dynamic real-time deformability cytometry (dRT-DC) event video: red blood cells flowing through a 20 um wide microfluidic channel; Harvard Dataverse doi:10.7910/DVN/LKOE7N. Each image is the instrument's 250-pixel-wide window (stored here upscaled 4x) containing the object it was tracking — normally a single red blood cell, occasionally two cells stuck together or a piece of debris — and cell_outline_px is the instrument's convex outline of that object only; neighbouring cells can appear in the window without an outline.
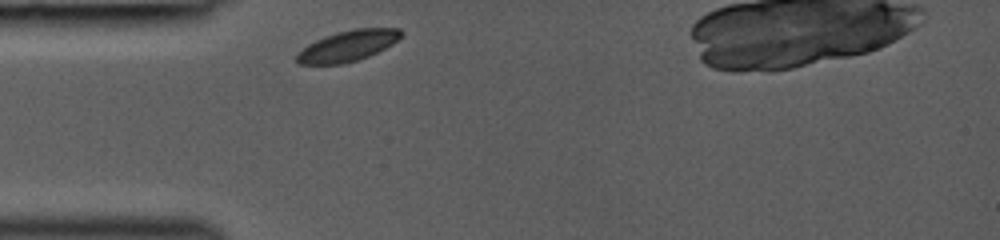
{"species": "common noctule bat (a hibernating species)", "species_latin": "Nyctalus noctula", "temperature_condition": "room temperature", "stored_images_in_passage": 27, "camera_frame_rate_fps": 3000, "um_per_image_px": 0.085, "animal": {"sex": "female", "body_mass_g": 19.0, "forearm_length_mm": 53.3}, "frame": {"image": 1, "passage_image": 1, "time_ms": 0.0, "image_size_px": [1000, 240], "cell_outline_px": [[404, 32], [392, 44], [368, 56], [344, 64], [296, 64], [296, 56], [308, 44], [324, 36], [356, 28], [400, 28]], "centroid_in_image_um": [29.56, 3.9], "position_along_channel_um": 55.4, "area_um2": 18.44}}
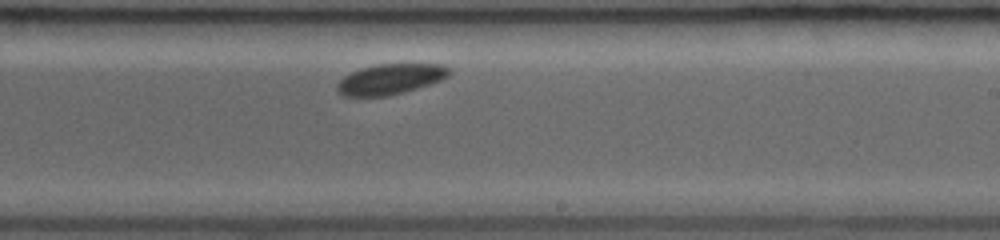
{"frame": {"image": 2, "passage_image": 16, "time_ms": 5.0, "image_size_px": [1000, 240], "cell_outline_px": [[452, 72], [448, 76], [440, 80], [404, 92], [388, 96], [344, 96], [336, 88], [336, 84], [344, 76], [360, 68], [376, 64], [444, 64]], "centroid_in_image_um": [33.17, 6.72], "position_along_channel_um": 255.8, "area_um2": 19.77}}
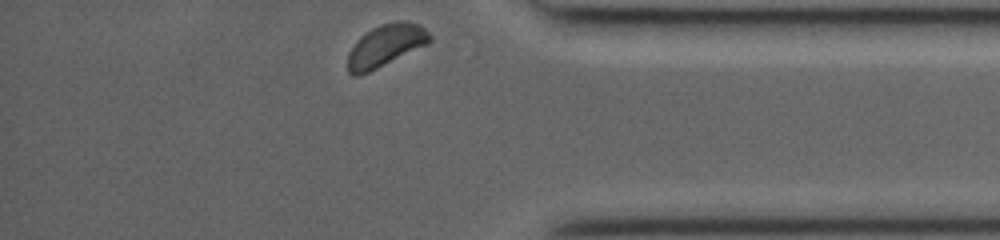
{"frame": {"image": 3, "passage_image": 27, "time_ms": 8.667, "image_size_px": [1000, 240], "cell_outline_px": [[432, 40], [428, 44], [360, 76], [352, 76], [348, 72], [348, 52], [356, 40], [360, 36], [372, 28], [380, 24], [396, 20], [404, 20], [420, 24], [432, 36]], "centroid_in_image_um": [32.78, 3.86], "position_along_channel_um": 402.4, "area_um2": 20.35}}